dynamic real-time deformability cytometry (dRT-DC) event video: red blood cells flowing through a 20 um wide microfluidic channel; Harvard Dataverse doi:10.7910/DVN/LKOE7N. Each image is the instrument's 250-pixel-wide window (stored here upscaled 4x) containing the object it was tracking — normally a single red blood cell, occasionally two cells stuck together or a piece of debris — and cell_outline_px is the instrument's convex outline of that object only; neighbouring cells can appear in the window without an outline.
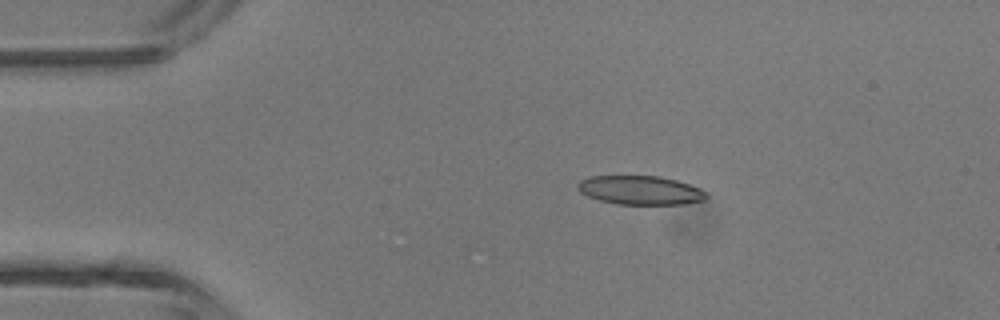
{"species": "common noctule bat (a hibernating species)", "species_latin": "Nyctalus noctula", "temperature_condition": "room temperature", "stored_images_in_passage": 4, "camera_frame_rate_fps": 3000, "um_per_image_px": 0.085, "animal": {"sex": "male", "body_mass_g": 13.3}, "frame": {"image": 1, "passage_image": 2, "time_ms": 1.333, "image_size_px": [1000, 320], "cell_outline_px": [[708, 196], [704, 200], [684, 204], [616, 204], [600, 200], [588, 196], [580, 192], [576, 188], [576, 184], [580, 180], [592, 176], [660, 176], [676, 180], [700, 188], [708, 192]], "centroid_in_image_um": [54.43, 16.17], "position_along_channel_um": 30.6, "area_um2": 21.73}}
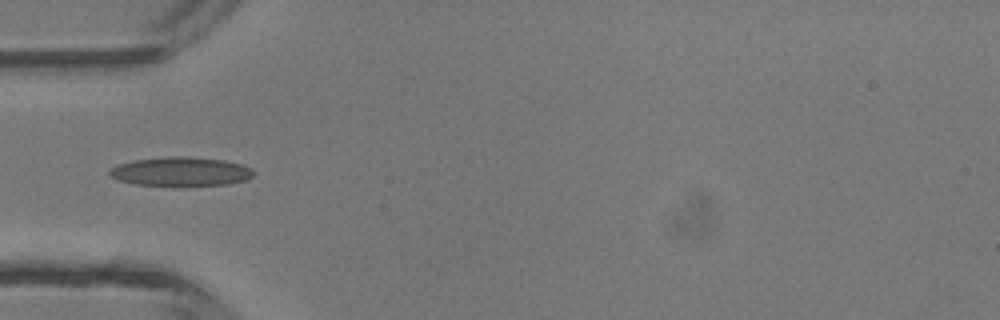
{"frame": {"image": 2, "passage_image": 4, "time_ms": 3.333, "image_size_px": [1000, 320], "cell_outline_px": [[252, 176], [244, 180], [228, 184], [176, 188], [136, 184], [120, 180], [112, 176], [108, 172], [116, 164], [132, 160], [172, 156], [188, 156], [224, 160], [240, 164], [252, 168]], "centroid_in_image_um": [15.35, 14.61], "position_along_channel_um": 69.7, "area_um2": 24.97}}